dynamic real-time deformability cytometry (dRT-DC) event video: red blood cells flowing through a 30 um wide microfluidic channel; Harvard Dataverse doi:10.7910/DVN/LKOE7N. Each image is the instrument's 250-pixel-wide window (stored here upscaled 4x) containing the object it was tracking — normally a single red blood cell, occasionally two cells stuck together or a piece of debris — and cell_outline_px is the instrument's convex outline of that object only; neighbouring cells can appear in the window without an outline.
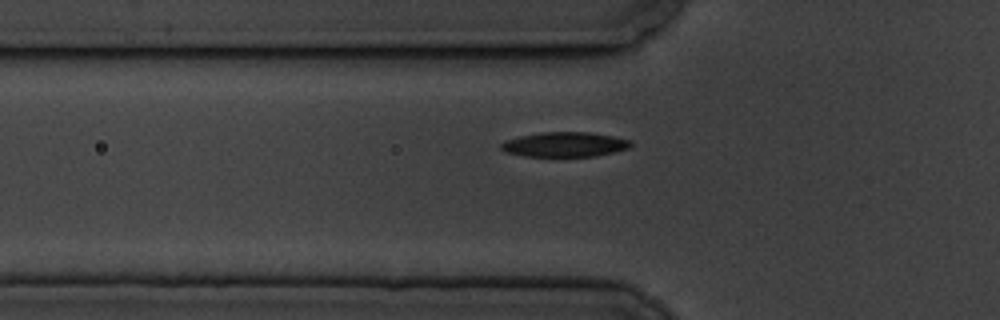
{"species": "common noctule bat (a hibernating species)", "species_latin": "Nyctalus noctula", "temperature_condition": "cold", "stored_images_in_passage": 42, "camera_frame_rate_fps": 3000, "um_per_image_px": 0.085, "animal": {"sex": "male", "body_mass_g": 19.5, "forearm_length_mm": 54.6}, "frame": {"image": 1, "passage_image": 7, "time_ms": 2.0, "image_size_px": [1000, 320], "cell_outline_px": [[632, 144], [628, 148], [596, 156], [524, 156], [504, 152], [500, 148], [500, 144], [504, 140], [520, 136], [540, 132], [588, 132], [612, 136], [632, 140]], "centroid_in_image_um": [47.96, 12.27], "position_along_channel_um": 77.8, "area_um2": 18.73}}
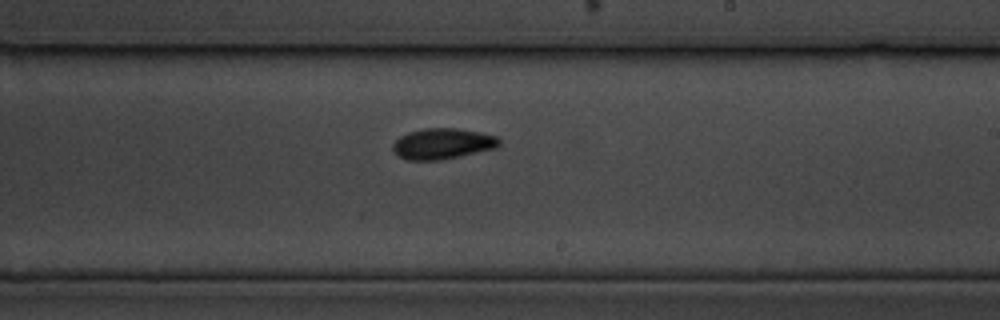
{"frame": {"image": 2, "passage_image": 22, "time_ms": 7.0, "image_size_px": [1000, 320], "cell_outline_px": [[500, 144], [496, 148], [440, 160], [408, 160], [400, 156], [392, 148], [392, 144], [400, 136], [408, 132], [424, 128], [456, 128], [480, 132], [496, 136], [500, 140]], "centroid_in_image_um": [37.62, 12.2], "position_along_channel_um": 251.4, "area_um2": 18.96}}
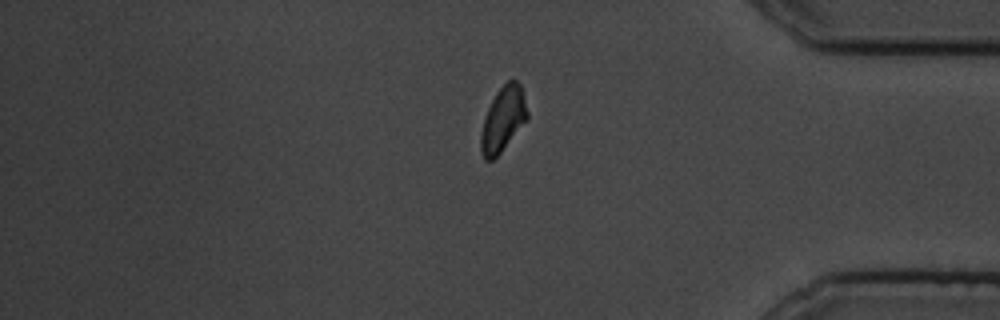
{"frame": {"image": 3, "passage_image": 36, "time_ms": 11.667, "image_size_px": [1000, 320], "cell_outline_px": [[528, 120], [500, 152], [492, 160], [484, 160], [480, 152], [480, 136], [484, 120], [488, 108], [496, 92], [508, 80], [516, 80], [520, 84], [524, 96], [528, 112]], "centroid_in_image_um": [42.76, 10.14], "position_along_channel_um": 392.4, "area_um2": 17.46}}